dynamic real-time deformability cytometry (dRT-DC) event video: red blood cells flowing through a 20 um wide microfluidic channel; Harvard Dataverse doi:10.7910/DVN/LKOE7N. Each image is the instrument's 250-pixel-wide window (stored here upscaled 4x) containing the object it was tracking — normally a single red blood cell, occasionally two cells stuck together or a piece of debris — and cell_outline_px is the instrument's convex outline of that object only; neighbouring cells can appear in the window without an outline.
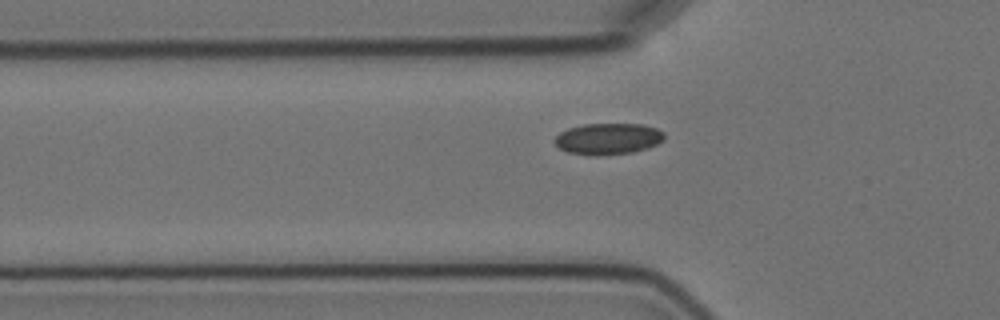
{"species": "Egyptian fruit bat (a non-hibernating species)", "species_latin": "Rousettus aegyptiacus", "temperature_condition": "cold", "stored_images_in_passage": 16, "camera_frame_rate_fps": 3000, "um_per_image_px": 0.085, "animal": {"sex": "female"}, "frame": {"image": 1, "passage_image": 6, "time_ms": 6.667, "image_size_px": [1000, 320], "cell_outline_px": [[664, 140], [648, 148], [632, 152], [596, 156], [592, 156], [568, 152], [560, 148], [552, 140], [560, 132], [568, 128], [584, 124], [644, 124], [656, 128], [664, 132]], "centroid_in_image_um": [51.68, 11.8], "position_along_channel_um": 74.1, "area_um2": 20.11}}
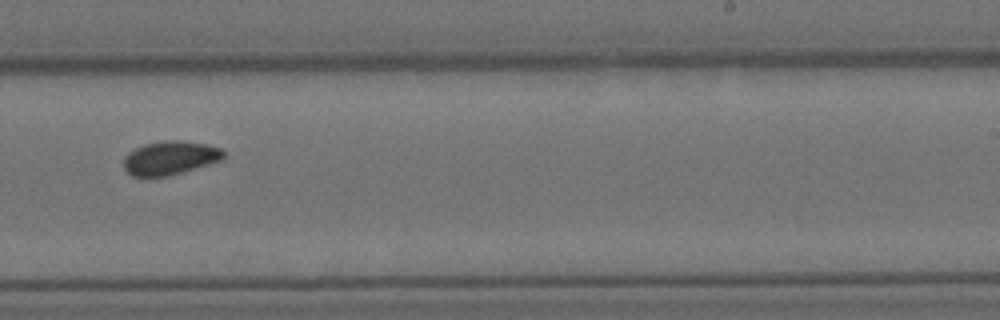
{"frame": {"image": 2, "passage_image": 11, "time_ms": 12.333, "image_size_px": [1000, 320], "cell_outline_px": [[224, 160], [168, 176], [132, 176], [124, 168], [124, 156], [128, 152], [144, 144], [164, 140], [180, 140], [208, 144], [220, 148], [224, 152]], "centroid_in_image_um": [14.48, 13.41], "position_along_channel_um": 274.5, "area_um2": 19.71}}
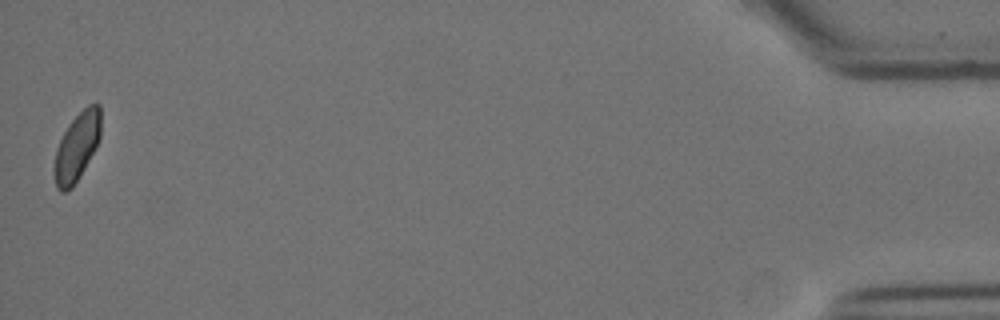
{"frame": {"image": 3, "passage_image": 16, "time_ms": 19.333, "image_size_px": [1000, 320], "cell_outline_px": [[100, 136], [96, 148], [72, 188], [64, 192], [60, 192], [56, 188], [56, 148], [68, 124], [88, 104], [100, 104]], "centroid_in_image_um": [6.56, 12.45], "position_along_channel_um": 428.6, "area_um2": 17.98}, "authors_computed_cell_mechanics": {"area_um2": 18.4093, "velocity_mm_per_s": 3.5432, "shape_relaxation_time_tau1_ms": null, "shape_relaxation_time_tau2_ms": 2.4353, "deformation_change_tau1": null, "deformation_change_tau2": 0.0556}}